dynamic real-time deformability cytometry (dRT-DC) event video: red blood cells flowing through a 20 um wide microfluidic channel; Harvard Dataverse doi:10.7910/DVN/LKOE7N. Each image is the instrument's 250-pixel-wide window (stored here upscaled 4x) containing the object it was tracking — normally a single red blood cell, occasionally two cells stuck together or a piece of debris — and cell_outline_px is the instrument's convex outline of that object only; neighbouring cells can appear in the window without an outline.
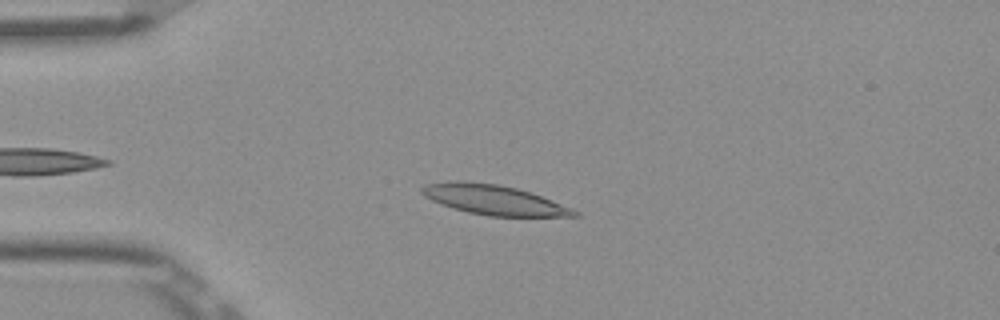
{"species": "Egyptian fruit bat (a non-hibernating species)", "species_latin": "Rousettus aegyptiacus", "temperature_condition": "room temperature", "stored_images_in_passage": 36, "camera_frame_rate_fps": 3000, "um_per_image_px": 0.085, "frame": {"image": 1, "passage_image": 8, "time_ms": 2.333, "image_size_px": [1000, 320], "cell_outline_px": [[580, 216], [488, 216], [468, 212], [452, 208], [440, 204], [424, 196], [420, 192], [420, 188], [424, 184], [496, 184], [516, 188], [540, 196], [572, 208], [580, 212]], "centroid_in_image_um": [42.05, 17.04], "position_along_channel_um": 43.0, "area_um2": 25.26}}
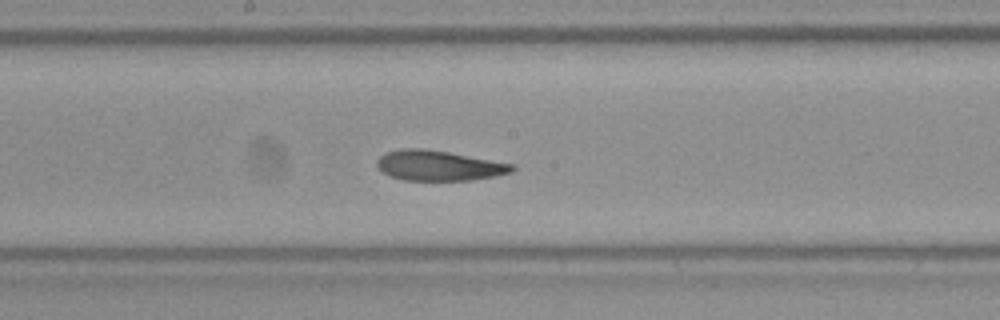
{"frame": {"image": 2, "passage_image": 23, "time_ms": 7.333, "image_size_px": [1000, 320], "cell_outline_px": [[516, 168], [512, 172], [496, 176], [472, 180], [404, 180], [392, 176], [384, 172], [376, 164], [376, 160], [384, 152], [400, 148], [424, 148], [448, 152], [516, 164]], "centroid_in_image_um": [37.32, 14.06], "position_along_channel_um": 210.9, "area_um2": 23.87}}
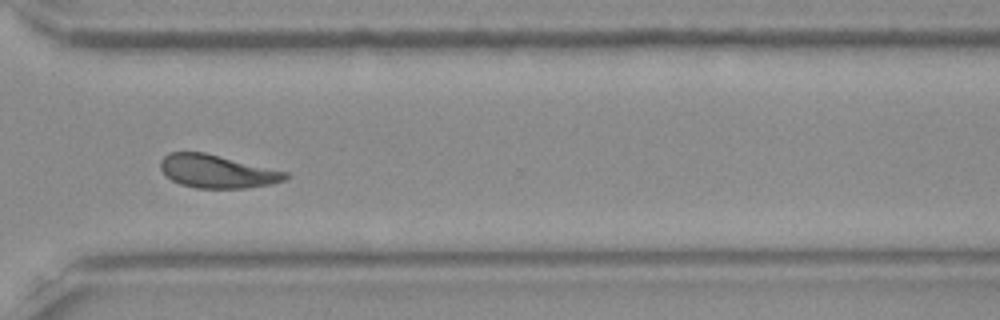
{"frame": {"image": 3, "passage_image": 34, "time_ms": 11.0, "image_size_px": [1000, 320], "cell_outline_px": [[288, 176], [284, 180], [268, 184], [244, 188], [196, 188], [180, 184], [172, 180], [160, 168], [160, 160], [168, 152], [204, 152], [288, 172]], "centroid_in_image_um": [18.42, 14.56], "position_along_channel_um": 352.2, "area_um2": 23.87}, "authors_computed_cell_mechanics": {"area_um2": 25.0563, "velocity_mm_per_s": 3.8557, "shape_relaxation_time_tau1_ms": 5.1808, "shape_relaxation_time_tau2_ms": 2.2697, "deformation_change_tau1": 0.1507, "deformation_change_tau2": 0.0978}}